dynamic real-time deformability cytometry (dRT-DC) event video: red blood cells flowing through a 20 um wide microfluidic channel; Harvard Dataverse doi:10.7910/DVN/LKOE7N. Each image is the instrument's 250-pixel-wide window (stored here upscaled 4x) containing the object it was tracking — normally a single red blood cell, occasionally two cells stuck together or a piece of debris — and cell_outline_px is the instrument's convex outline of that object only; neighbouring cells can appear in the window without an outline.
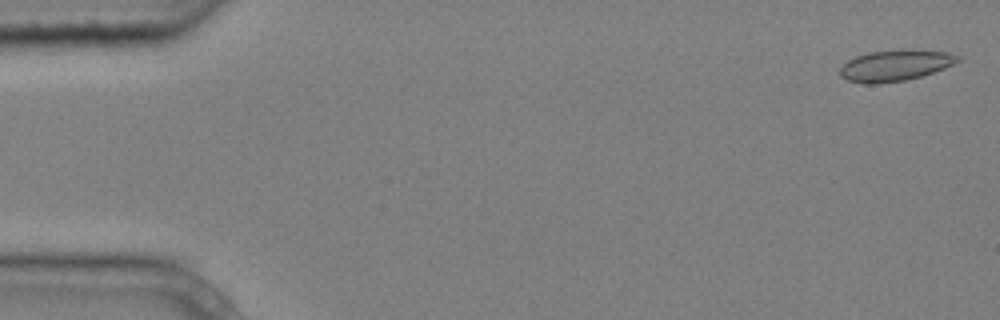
{"species": "common noctule bat (a hibernating species)", "species_latin": "Nyctalus noctula", "temperature_condition": "cold", "stored_images_in_passage": 5, "camera_frame_rate_fps": 3000, "um_per_image_px": 0.085, "animal": {"sex": "male", "body_mass_g": 20.4}, "frame": {"image": 1, "passage_image": 1, "time_ms": 0.0, "image_size_px": [1000, 320], "cell_outline_px": [[960, 60], [944, 68], [920, 76], [904, 80], [876, 84], [864, 84], [848, 80], [840, 76], [840, 68], [848, 60], [856, 56], [868, 52], [944, 52], [960, 56]], "centroid_in_image_um": [76.01, 5.61], "position_along_channel_um": 9.0, "area_um2": 20.23}}
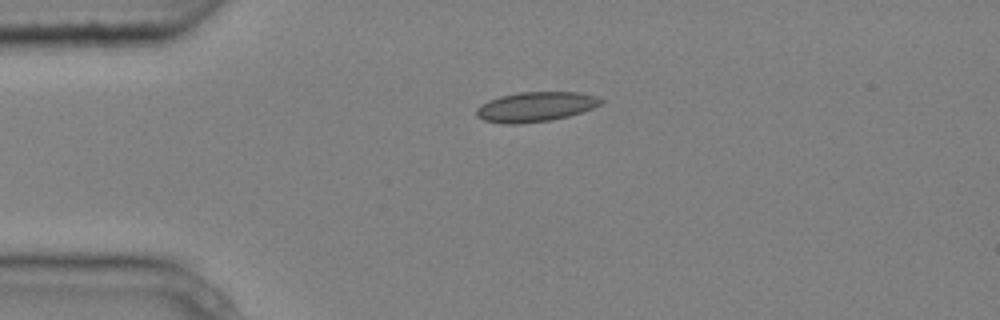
{"frame": {"image": 2, "passage_image": 4, "time_ms": 1.0, "image_size_px": [1000, 320], "cell_outline_px": [[604, 100], [600, 104], [592, 108], [568, 116], [552, 120], [520, 124], [504, 124], [484, 120], [476, 116], [476, 108], [480, 104], [488, 100], [500, 96], [520, 92], [580, 92], [596, 96]], "centroid_in_image_um": [45.49, 9.08], "position_along_channel_um": 39.5, "area_um2": 21.68}}